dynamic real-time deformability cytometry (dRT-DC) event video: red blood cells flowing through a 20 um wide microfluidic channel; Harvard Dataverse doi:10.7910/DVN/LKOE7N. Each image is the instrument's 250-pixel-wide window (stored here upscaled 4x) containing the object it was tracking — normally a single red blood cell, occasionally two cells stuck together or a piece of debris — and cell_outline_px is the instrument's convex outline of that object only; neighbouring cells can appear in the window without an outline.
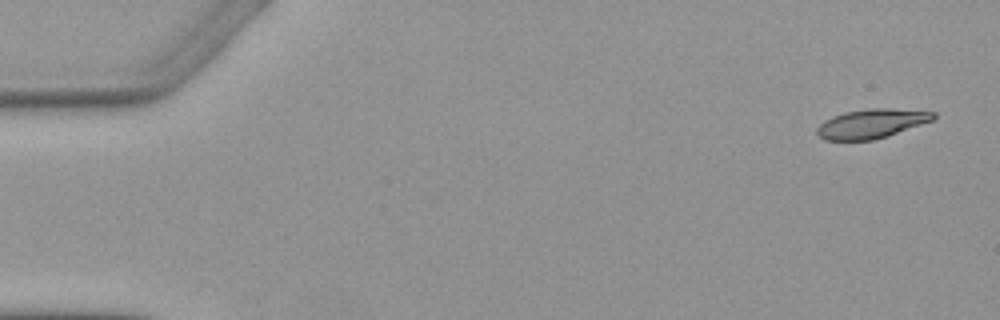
{"species": "Egyptian fruit bat (a non-hibernating species)", "species_latin": "Rousettus aegyptiacus", "temperature_condition": "warm", "stored_images_in_passage": 5, "camera_frame_rate_fps": 3000, "um_per_image_px": 0.085, "animal": {"sex": "female"}, "frame": {"image": 1, "passage_image": 1, "time_ms": 0.0, "image_size_px": [1000, 320], "cell_outline_px": [[936, 116], [932, 120], [872, 140], [824, 140], [816, 132], [816, 128], [824, 120], [832, 116], [844, 112], [868, 108], [892, 108], [936, 112]], "centroid_in_image_um": [74.02, 10.49], "position_along_channel_um": 11.0, "area_um2": 19.54}}
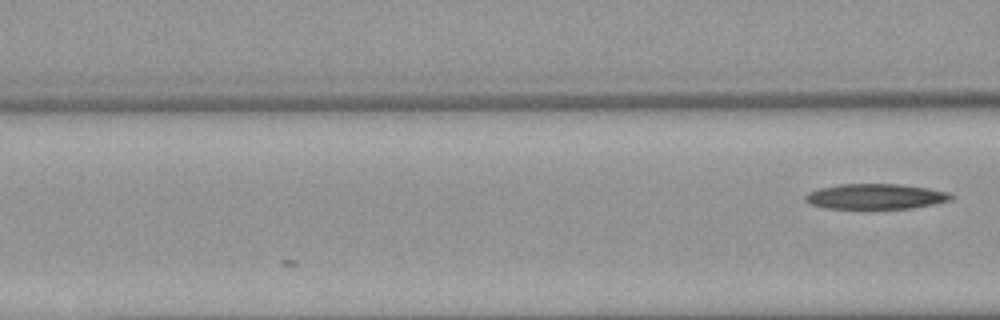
{"frame": {"image": 2, "passage_image": 5, "time_ms": 5.667, "image_size_px": [1000, 320], "cell_outline_px": [[956, 196], [952, 200], [936, 204], [912, 208], [824, 208], [812, 204], [804, 200], [804, 196], [808, 192], [820, 188], [840, 184], [900, 184], [928, 188], [948, 192]], "centroid_in_image_um": [74.47, 16.7], "position_along_channel_um": 92.1, "area_um2": 21.56}}